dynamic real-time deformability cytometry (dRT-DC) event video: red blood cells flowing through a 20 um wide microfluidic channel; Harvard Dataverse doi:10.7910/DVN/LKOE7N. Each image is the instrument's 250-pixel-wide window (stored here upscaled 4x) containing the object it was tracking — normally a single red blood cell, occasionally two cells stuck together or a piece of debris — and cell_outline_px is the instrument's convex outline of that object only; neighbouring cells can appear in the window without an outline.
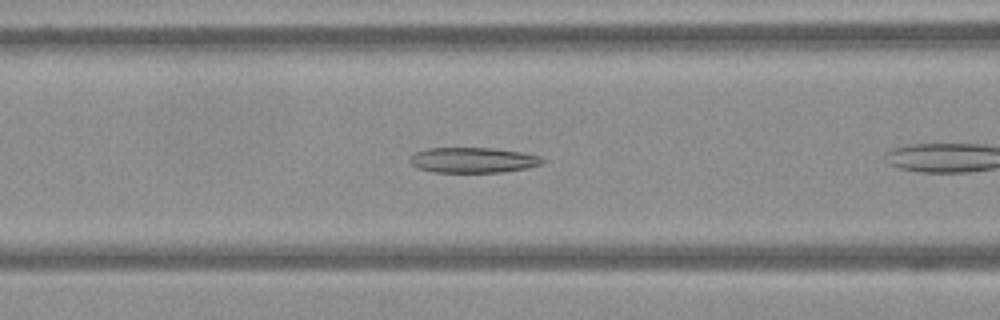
{"species": "Egyptian fruit bat (a non-hibernating species)", "species_latin": "Rousettus aegyptiacus", "temperature_condition": "warm", "stored_images_in_passage": 41, "camera_frame_rate_fps": 3000, "um_per_image_px": 0.085, "frame": {"image": 1, "passage_image": 3, "time_ms": 0.667, "image_size_px": [1000, 320], "cell_outline_px": [[548, 160], [540, 164], [524, 168], [500, 172], [436, 172], [416, 168], [408, 160], [416, 152], [428, 148], [492, 148], [520, 152], [540, 156]], "centroid_in_image_um": [40.19, 13.6], "position_along_channel_um": 126.4, "area_um2": 19.42}}
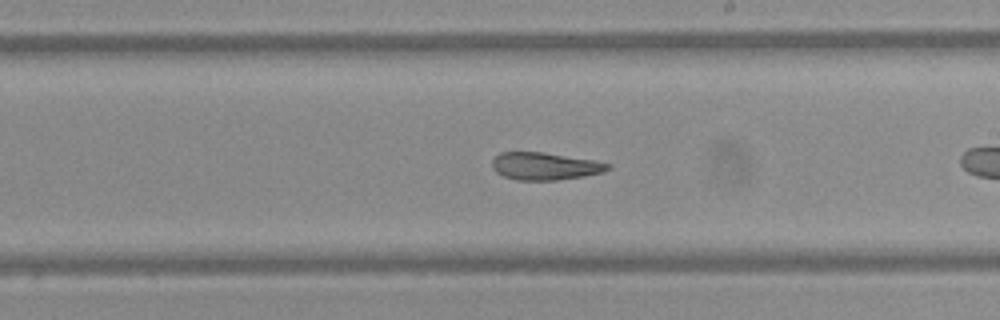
{"frame": {"image": 2, "passage_image": 14, "time_ms": 4.333, "image_size_px": [1000, 320], "cell_outline_px": [[612, 168], [604, 172], [584, 176], [556, 180], [516, 180], [504, 176], [496, 172], [492, 168], [492, 160], [500, 152], [544, 152], [592, 160], [612, 164]], "centroid_in_image_um": [46.33, 14.12], "position_along_channel_um": 242.7, "area_um2": 18.55}}
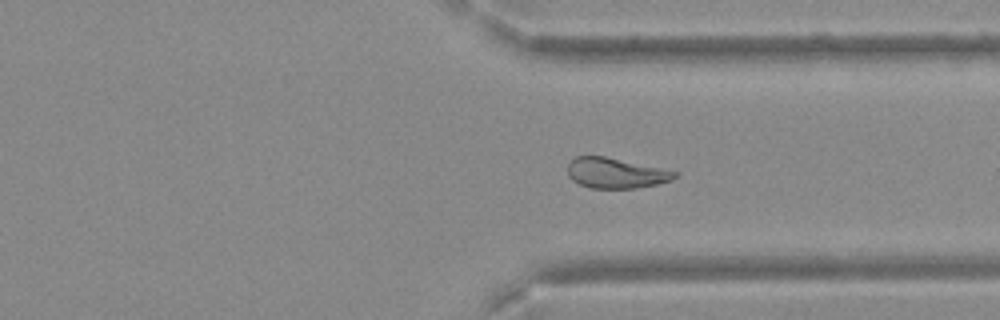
{"frame": {"image": 3, "passage_image": 25, "time_ms": 8.0, "image_size_px": [1000, 320], "cell_outline_px": [[680, 172], [672, 180], [656, 184], [636, 188], [592, 188], [580, 184], [572, 180], [568, 176], [568, 164], [576, 156], [604, 156]], "centroid_in_image_um": [52.34, 14.71], "position_along_channel_um": 359.1, "area_um2": 18.79}}